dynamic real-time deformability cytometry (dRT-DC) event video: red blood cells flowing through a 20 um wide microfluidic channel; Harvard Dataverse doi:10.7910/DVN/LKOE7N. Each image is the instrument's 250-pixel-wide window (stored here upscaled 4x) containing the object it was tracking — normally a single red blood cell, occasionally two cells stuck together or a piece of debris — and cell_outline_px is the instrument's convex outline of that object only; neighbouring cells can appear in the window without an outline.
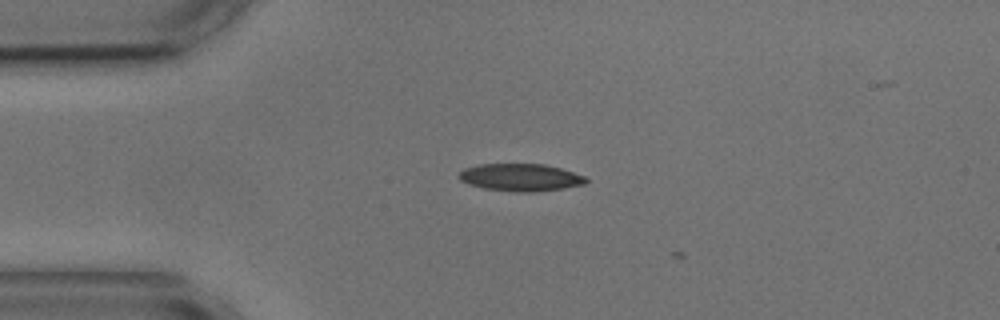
{"species": "common noctule bat (a hibernating species)", "species_latin": "Nyctalus noctula", "temperature_condition": "cold", "stored_images_in_passage": 5, "camera_frame_rate_fps": 3000, "um_per_image_px": 0.085, "animal": {"sex": "male", "body_mass_g": 17.9, "forearm_length_mm": 54.2}, "frame": {"image": 1, "passage_image": 2, "time_ms": 1.0, "image_size_px": [1000, 320], "cell_outline_px": [[588, 180], [584, 184], [564, 188], [532, 192], [520, 192], [484, 188], [468, 184], [460, 180], [460, 172], [464, 168], [480, 164], [544, 164], [560, 168], [584, 176]], "centroid_in_image_um": [44.24, 15.07], "position_along_channel_um": 40.8, "area_um2": 20.06}}